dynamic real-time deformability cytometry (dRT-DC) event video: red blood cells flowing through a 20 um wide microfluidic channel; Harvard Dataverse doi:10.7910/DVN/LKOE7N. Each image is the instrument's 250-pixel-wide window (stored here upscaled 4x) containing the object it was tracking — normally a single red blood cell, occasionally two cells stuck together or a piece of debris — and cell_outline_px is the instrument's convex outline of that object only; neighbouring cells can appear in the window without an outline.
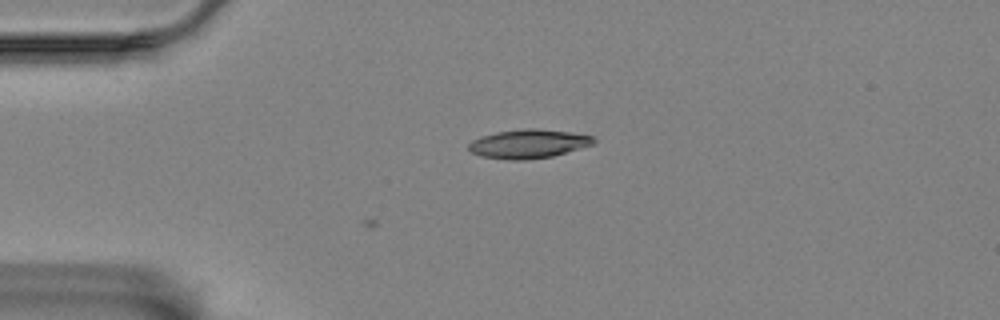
{"species": "Egyptian fruit bat (a non-hibernating species)", "species_latin": "Rousettus aegyptiacus", "temperature_condition": "room temperature", "stored_images_in_passage": 4, "camera_frame_rate_fps": 3000, "um_per_image_px": 0.085, "animal": {"sex": "female"}, "frame": {"image": 1, "passage_image": 1, "time_ms": 0.0, "image_size_px": [1000, 320], "cell_outline_px": [[596, 140], [592, 144], [552, 156], [524, 160], [508, 160], [480, 156], [472, 152], [468, 148], [468, 144], [472, 140], [480, 136], [496, 132], [528, 128], [536, 128], [568, 132], [592, 136]], "centroid_in_image_um": [44.85, 12.22], "position_along_channel_um": 40.1, "area_um2": 20.81}}